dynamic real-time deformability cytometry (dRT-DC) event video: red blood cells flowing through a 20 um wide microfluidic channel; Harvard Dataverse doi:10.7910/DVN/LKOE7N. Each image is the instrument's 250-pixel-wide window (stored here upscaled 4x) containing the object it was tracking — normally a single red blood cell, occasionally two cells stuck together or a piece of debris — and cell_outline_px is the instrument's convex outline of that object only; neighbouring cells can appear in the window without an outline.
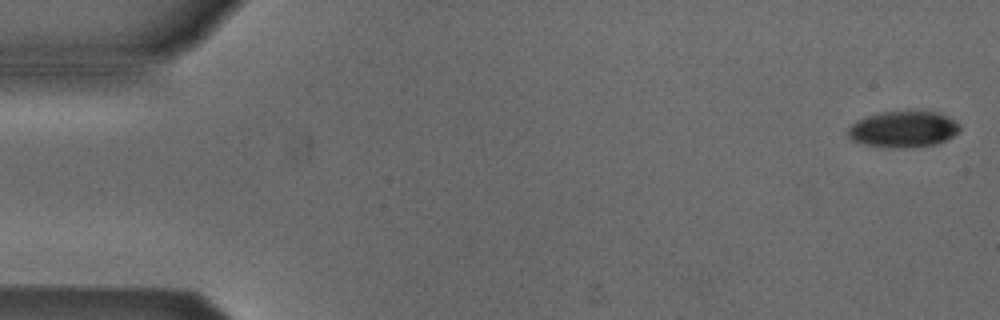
{"species": "Egyptian fruit bat (a non-hibernating species)", "species_latin": "Rousettus aegyptiacus", "temperature_condition": "cold", "stored_images_in_passage": 5, "camera_frame_rate_fps": 3000, "um_per_image_px": 0.085, "animal": {"sex": "male"}, "frame": {"image": 1, "passage_image": 1, "time_ms": 0.0, "image_size_px": [1000, 320], "cell_outline_px": [[960, 128], [952, 136], [936, 144], [868, 144], [852, 140], [848, 136], [848, 128], [856, 120], [880, 112], [908, 108], [924, 108], [940, 112], [956, 120], [960, 124]], "centroid_in_image_um": [76.84, 10.83], "position_along_channel_um": 8.2, "area_um2": 23.29}}
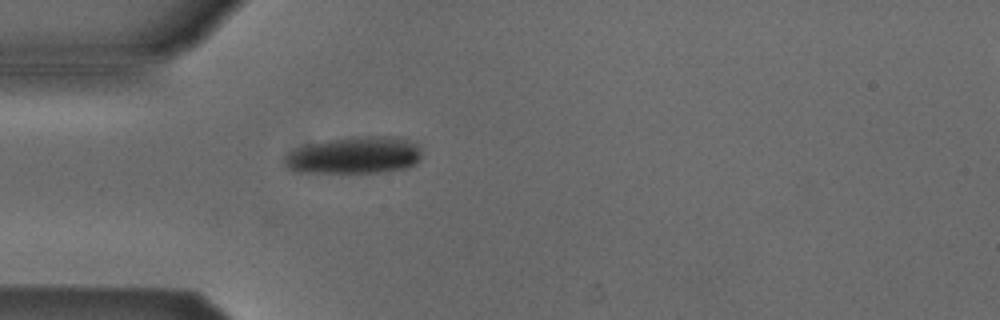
{"frame": {"image": 2, "passage_image": 5, "time_ms": 1.333, "image_size_px": [1000, 320], "cell_outline_px": [[420, 156], [416, 164], [404, 168], [376, 172], [296, 172], [288, 168], [284, 164], [284, 160], [296, 148], [308, 144], [328, 140], [356, 136], [388, 136], [408, 140], [416, 144], [420, 148]], "centroid_in_image_um": [30.13, 13.19], "position_along_channel_um": 54.9, "area_um2": 29.19}}